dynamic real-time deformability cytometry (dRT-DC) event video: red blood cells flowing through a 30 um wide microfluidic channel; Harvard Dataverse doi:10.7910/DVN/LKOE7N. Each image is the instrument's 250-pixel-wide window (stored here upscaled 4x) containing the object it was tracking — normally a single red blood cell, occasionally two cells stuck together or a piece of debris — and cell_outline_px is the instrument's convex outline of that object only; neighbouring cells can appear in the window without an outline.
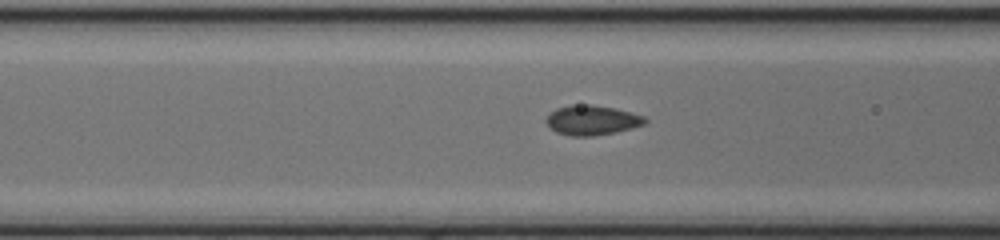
{"species": "common noctule bat (a hibernating species)", "species_latin": "Nyctalus noctula", "temperature_condition": "cold", "stored_images_in_passage": 14, "camera_frame_rate_fps": 3000, "um_per_image_px": 0.085, "animal": {"sex": "female", "body_mass_g": 17.0, "forearm_length_mm": 48.0}, "frame": {"image": 1, "passage_image": 12, "time_ms": 3.667, "image_size_px": [1000, 240], "cell_outline_px": [[648, 120], [644, 124], [632, 128], [616, 132], [592, 136], [572, 136], [556, 132], [544, 120], [556, 108], [572, 104], [592, 104], [616, 108], [632, 112], [644, 116]], "centroid_in_image_um": [50.34, 10.2], "position_along_channel_um": 116.3, "area_um2": 17.22}}